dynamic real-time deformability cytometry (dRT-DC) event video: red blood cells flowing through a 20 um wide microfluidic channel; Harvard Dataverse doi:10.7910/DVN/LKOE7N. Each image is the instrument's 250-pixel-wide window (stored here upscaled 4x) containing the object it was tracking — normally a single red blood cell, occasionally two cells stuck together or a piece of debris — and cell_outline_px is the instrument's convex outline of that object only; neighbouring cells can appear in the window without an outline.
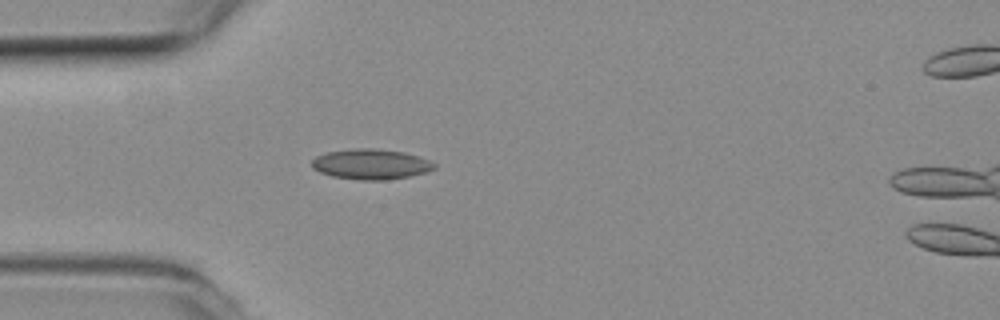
{"species": "common noctule bat (a hibernating species)", "species_latin": "Nyctalus noctula", "temperature_condition": "room temperature", "stored_images_in_passage": 3, "camera_frame_rate_fps": 3000, "um_per_image_px": 0.085, "animal": {"sex": "female", "body_mass_g": 19.3, "forearm_length_mm": 54.1}, "frame": {"image": 1, "passage_image": 3, "time_ms": 0.667, "image_size_px": [1000, 320], "cell_outline_px": [[436, 168], [424, 172], [408, 176], [384, 180], [360, 180], [332, 176], [320, 172], [312, 168], [312, 160], [316, 156], [328, 152], [352, 148], [376, 148], [404, 152], [428, 160], [436, 164]], "centroid_in_image_um": [31.5, 13.95], "position_along_channel_um": 53.5, "area_um2": 21.5}}